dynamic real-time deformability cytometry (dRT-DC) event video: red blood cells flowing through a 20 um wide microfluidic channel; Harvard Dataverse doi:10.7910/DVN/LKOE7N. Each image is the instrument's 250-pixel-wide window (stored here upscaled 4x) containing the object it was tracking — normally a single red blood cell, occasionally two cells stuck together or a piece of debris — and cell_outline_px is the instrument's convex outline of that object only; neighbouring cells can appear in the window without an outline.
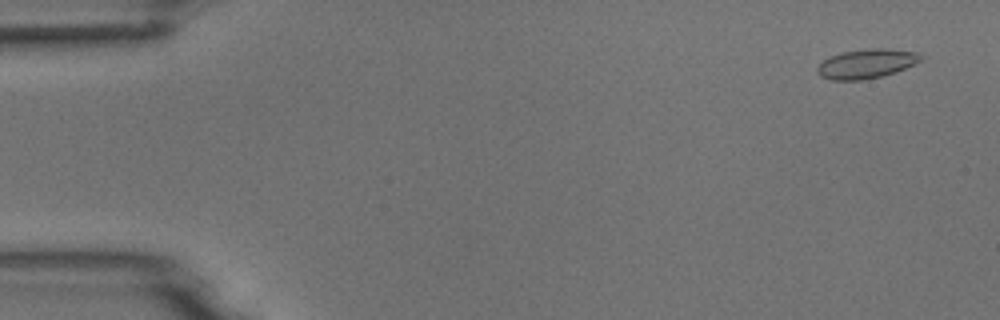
{"species": "common noctule bat (a hibernating species)", "species_latin": "Nyctalus noctula", "temperature_condition": "room temperature", "stored_images_in_passage": 54, "camera_frame_rate_fps": 3000, "um_per_image_px": 0.085, "animal": {"sex": "male", "body_mass_g": 18.8}, "frame": {"image": 1, "passage_image": 3, "time_ms": 0.667, "image_size_px": [1000, 320], "cell_outline_px": [[924, 56], [920, 60], [896, 72], [864, 80], [832, 80], [820, 76], [816, 72], [816, 68], [828, 56], [840, 52], [864, 48], [884, 48], [916, 52]], "centroid_in_image_um": [73.59, 5.4], "position_along_channel_um": 11.4, "area_um2": 17.74}}
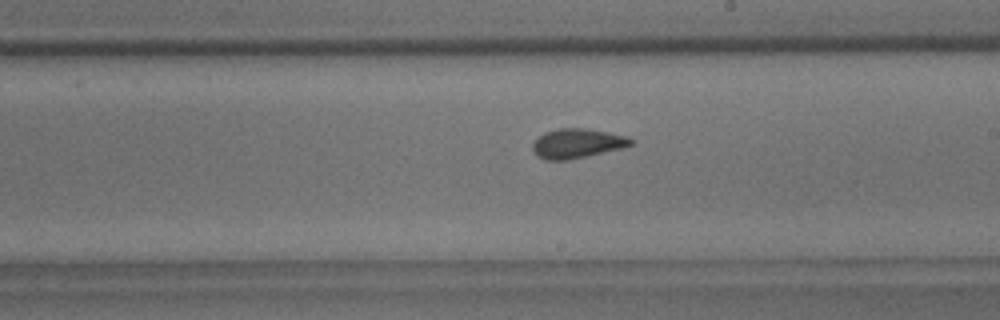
{"frame": {"image": 2, "passage_image": 31, "time_ms": 10.0, "image_size_px": [1000, 320], "cell_outline_px": [[636, 144], [624, 148], [568, 160], [544, 160], [536, 156], [532, 152], [532, 144], [544, 132], [560, 128], [584, 128], [608, 132], [628, 136], [636, 140]], "centroid_in_image_um": [49.1, 12.2], "position_along_channel_um": 239.9, "area_um2": 17.22}}
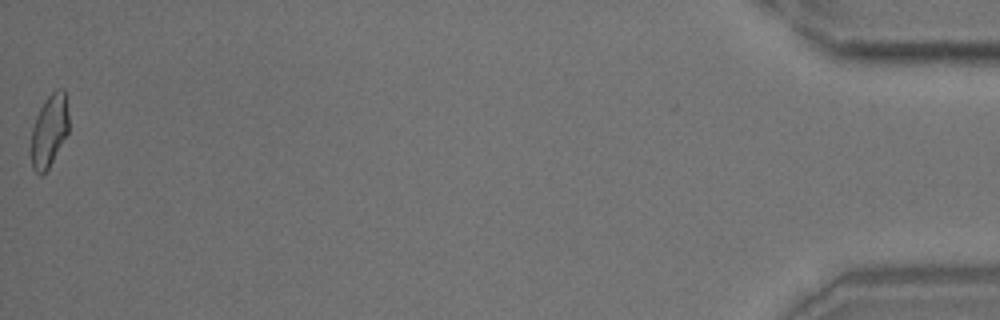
{"frame": {"image": 3, "passage_image": 54, "time_ms": 17.667, "image_size_px": [1000, 320], "cell_outline_px": [[68, 132], [48, 168], [40, 176], [32, 168], [32, 128], [36, 116], [44, 100], [56, 88], [64, 88], [68, 112]], "centroid_in_image_um": [4.19, 11.06], "position_along_channel_um": 431.0, "area_um2": 15.66}, "authors_computed_cell_mechanics": {"area_um2": 16.7331, "velocity_mm_per_s": 3.7517, "shape_relaxation_time_tau1_ms": 10.4401, "shape_relaxation_time_tau2_ms": 1.4614, "deformation_change_tau1": 0.1972, "deformation_change_tau2": 0.0746}}